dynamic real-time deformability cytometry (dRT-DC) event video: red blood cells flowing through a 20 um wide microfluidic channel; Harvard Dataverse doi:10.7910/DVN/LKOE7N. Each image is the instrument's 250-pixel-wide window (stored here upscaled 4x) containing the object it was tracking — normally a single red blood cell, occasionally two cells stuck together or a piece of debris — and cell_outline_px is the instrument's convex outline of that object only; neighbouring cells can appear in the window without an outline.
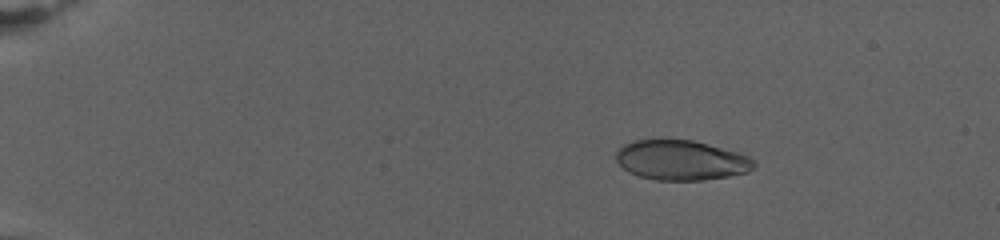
{"species": "human", "species_latin": "Homo sapiens", "temperature_condition": "warm", "stored_images_in_passage": 67, "camera_frame_rate_fps": 3000, "um_per_image_px": 0.085, "donor": {"sex": "female"}, "frame": {"image": 1, "passage_image": 9, "time_ms": 4.333, "image_size_px": [1000, 240], "cell_outline_px": [[756, 164], [748, 172], [728, 176], [704, 180], [656, 180], [640, 176], [628, 172], [616, 160], [616, 152], [624, 144], [636, 140], [660, 136], [692, 140], [708, 144], [736, 152], [748, 156]], "centroid_in_image_um": [57.85, 13.58], "position_along_channel_um": 27.2, "area_um2": 32.54}}
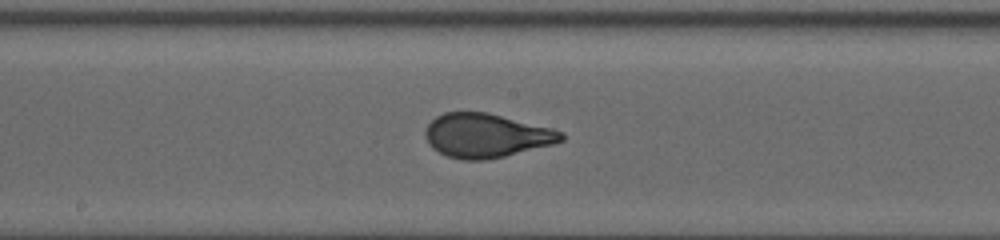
{"frame": {"image": 2, "passage_image": 30, "time_ms": 15.0, "image_size_px": [1000, 240], "cell_outline_px": [[564, 140], [552, 144], [504, 156], [484, 160], [460, 160], [444, 156], [432, 148], [428, 144], [424, 136], [424, 128], [436, 116], [444, 112], [488, 112], [552, 128], [564, 132]], "centroid_in_image_um": [41.28, 11.52], "position_along_channel_um": 206.9, "area_um2": 35.08}}
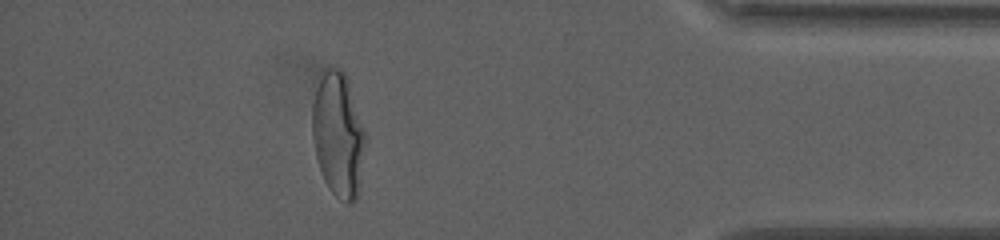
{"frame": {"image": 3, "passage_image": 60, "time_ms": 23.667, "image_size_px": [1000, 240], "cell_outline_px": [[364, 144], [356, 200], [352, 204], [348, 204], [336, 196], [328, 188], [324, 180], [316, 156], [312, 136], [312, 104], [316, 88], [324, 72], [328, 68], [340, 68], [344, 72], [348, 80], [364, 132]], "centroid_in_image_um": [28.71, 11.45], "position_along_channel_um": 406.5, "area_um2": 37.57}, "authors_computed_cell_mechanics": {"area_um2": 34.391, "velocity_mm_per_s": 2.6899, "shape_relaxation_time_tau1_ms": 5.8136, "shape_relaxation_time_tau2_ms": null, "deformation_change_tau1": 0.2152, "deformation_change_tau2": null}}